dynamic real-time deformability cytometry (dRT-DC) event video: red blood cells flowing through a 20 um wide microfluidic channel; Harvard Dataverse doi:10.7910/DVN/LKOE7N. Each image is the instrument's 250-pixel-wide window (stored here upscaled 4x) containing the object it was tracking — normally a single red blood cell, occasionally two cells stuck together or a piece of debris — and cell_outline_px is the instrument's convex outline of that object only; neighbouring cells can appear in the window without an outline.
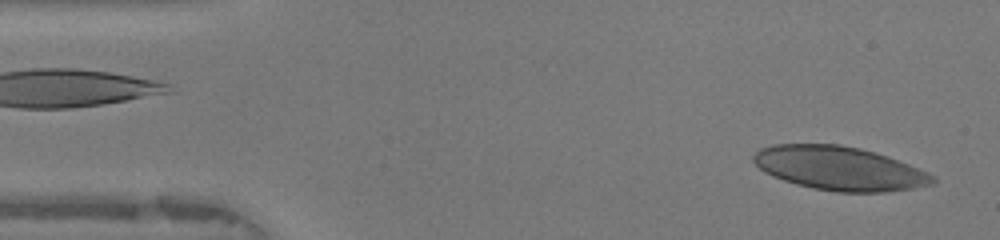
{"species": "human", "species_latin": "Homo sapiens", "temperature_condition": "warm", "stored_images_in_passage": 46, "camera_frame_rate_fps": 3000, "um_per_image_px": 0.085, "donor": {"sex": "female"}, "frame": {"image": 1, "passage_image": 1, "time_ms": 0.0, "image_size_px": [1000, 240], "cell_outline_px": [[936, 184], [912, 188], [884, 192], [836, 192], [812, 188], [796, 184], [772, 176], [764, 172], [752, 160], [752, 156], [760, 148], [772, 144], [840, 144], [860, 148], [888, 156], [928, 172], [936, 176]], "centroid_in_image_um": [71.35, 14.31], "position_along_channel_um": 13.6, "area_um2": 45.89}}
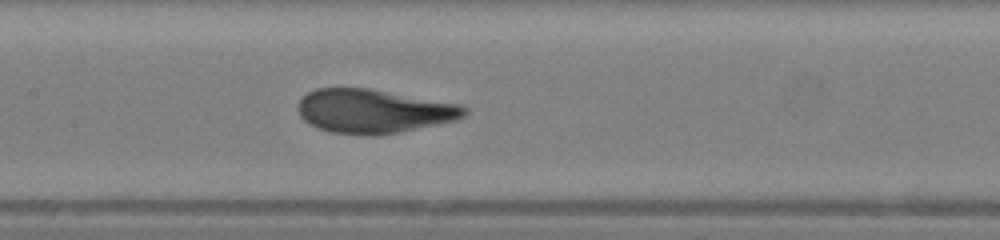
{"frame": {"image": 2, "passage_image": 20, "time_ms": 6.333, "image_size_px": [1000, 240], "cell_outline_px": [[468, 116], [456, 120], [400, 132], [380, 136], [376, 136], [332, 132], [316, 128], [308, 124], [300, 116], [296, 108], [296, 104], [308, 92], [316, 88], [368, 88], [460, 104], [468, 108]], "centroid_in_image_um": [31.75, 9.45], "position_along_channel_um": 175.6, "area_um2": 42.89}}
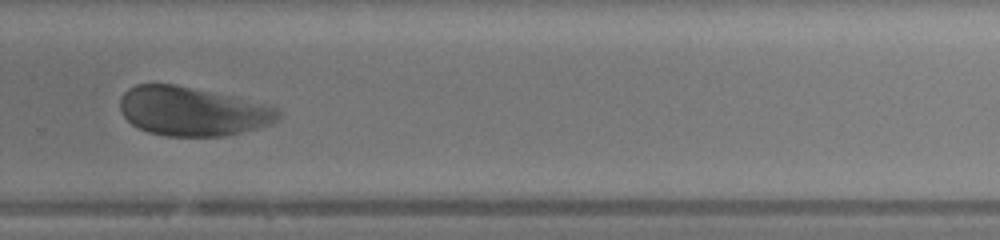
{"frame": {"image": 3, "passage_image": 30, "time_ms": 9.667, "image_size_px": [1000, 240], "cell_outline_px": [[280, 120], [272, 124], [228, 136], [164, 136], [148, 132], [132, 124], [120, 112], [120, 96], [128, 88], [136, 84], [176, 84], [264, 104], [280, 108]], "centroid_in_image_um": [16.35, 9.47], "position_along_channel_um": 313.5, "area_um2": 45.2}, "authors_computed_cell_mechanics": {"area_um2": 44.4193, "velocity_mm_per_s": 4.1458, "shape_relaxation_time_tau1_ms": 2.4233, "shape_relaxation_time_tau2_ms": 0.9901, "deformation_change_tau1": 0.1213, "deformation_change_tau2": 0.0748}}